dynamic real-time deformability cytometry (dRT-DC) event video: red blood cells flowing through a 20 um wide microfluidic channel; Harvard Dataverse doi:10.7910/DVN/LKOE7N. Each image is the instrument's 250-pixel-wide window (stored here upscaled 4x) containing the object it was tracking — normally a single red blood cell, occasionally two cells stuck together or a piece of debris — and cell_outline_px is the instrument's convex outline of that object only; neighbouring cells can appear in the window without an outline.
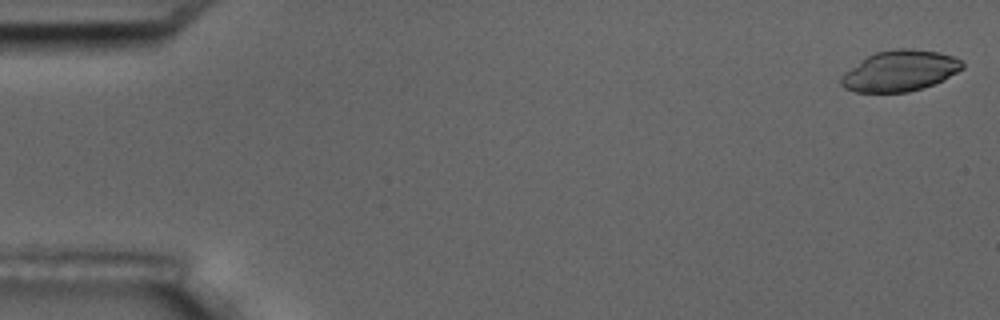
{"species": "common noctule bat (a hibernating species)", "species_latin": "Nyctalus noctula", "temperature_condition": "room temperature", "stored_images_in_passage": 5, "camera_frame_rate_fps": 3000, "um_per_image_px": 0.085, "animal": {"sex": "male", "body_mass_g": 17.5, "forearm_length_mm": 52.3}, "frame": {"image": 1, "passage_image": 1, "time_ms": 0.0, "image_size_px": [1000, 320], "cell_outline_px": [[964, 68], [944, 80], [908, 92], [856, 92], [844, 88], [840, 84], [840, 76], [844, 72], [868, 56], [876, 52], [896, 48], [912, 48], [936, 52], [952, 56], [960, 60], [964, 64]], "centroid_in_image_um": [76.48, 6.02], "position_along_channel_um": 8.5, "area_um2": 28.73}}
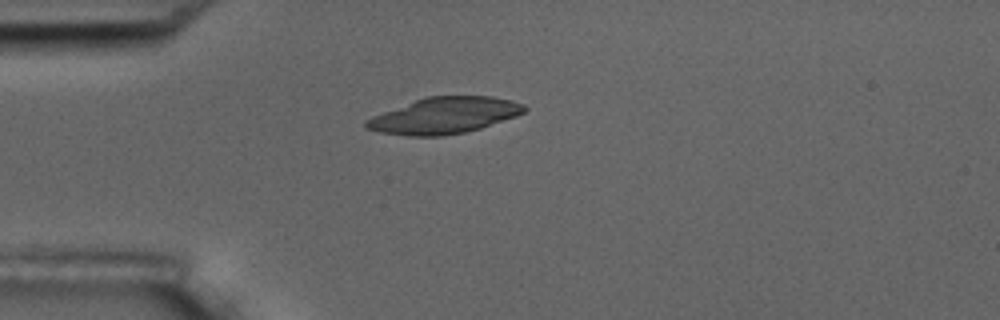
{"frame": {"image": 2, "passage_image": 5, "time_ms": 4.667, "image_size_px": [1000, 320], "cell_outline_px": [[528, 108], [524, 112], [516, 116], [480, 128], [464, 132], [444, 136], [408, 136], [380, 132], [364, 128], [364, 120], [372, 116], [416, 100], [428, 96], [492, 96], [512, 100], [524, 104]], "centroid_in_image_um": [37.76, 9.82], "position_along_channel_um": 47.2, "area_um2": 33.29}}